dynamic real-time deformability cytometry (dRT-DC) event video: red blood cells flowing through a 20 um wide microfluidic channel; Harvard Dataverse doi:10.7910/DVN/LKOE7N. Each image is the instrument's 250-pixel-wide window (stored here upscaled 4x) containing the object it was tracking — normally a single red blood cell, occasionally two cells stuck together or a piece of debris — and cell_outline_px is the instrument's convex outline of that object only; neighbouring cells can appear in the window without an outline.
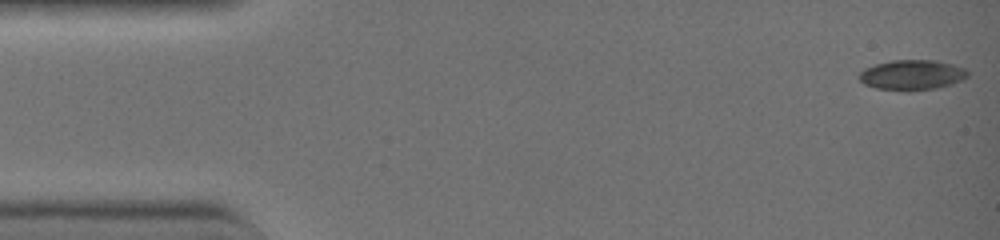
{"species": "common noctule bat (a hibernating species)", "species_latin": "Nyctalus noctula", "temperature_condition": "warm", "stored_images_in_passage": 42, "camera_frame_rate_fps": 3000, "um_per_image_px": 0.085, "animal": {"sex": "female", "body_mass_g": 19.0, "forearm_length_mm": 51.5}, "frame": {"image": 1, "passage_image": 1, "time_ms": 0.0, "image_size_px": [1000, 240], "cell_outline_px": [[968, 76], [964, 80], [952, 84], [936, 88], [908, 92], [876, 88], [864, 84], [856, 76], [864, 68], [876, 64], [892, 60], [932, 60], [952, 64], [964, 68], [968, 72]], "centroid_in_image_um": [77.5, 6.38], "position_along_channel_um": 7.5, "area_um2": 19.31}}
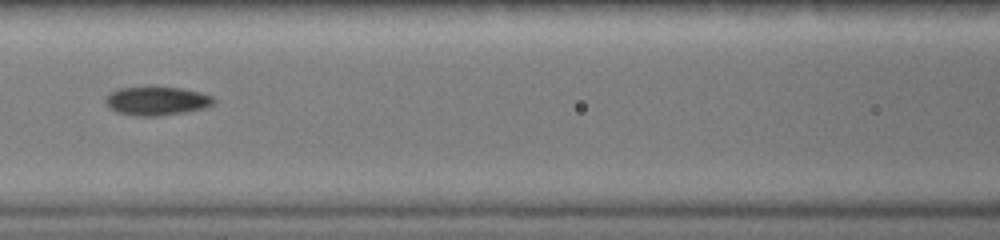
{"frame": {"image": 2, "passage_image": 19, "time_ms": 6.0, "image_size_px": [1000, 240], "cell_outline_px": [[216, 100], [212, 104], [204, 108], [184, 112], [160, 116], [132, 116], [116, 112], [108, 108], [104, 104], [104, 96], [120, 88], [148, 84], [180, 88], [200, 92], [212, 96]], "centroid_in_image_um": [13.24, 8.55], "position_along_channel_um": 153.4, "area_um2": 18.9}}
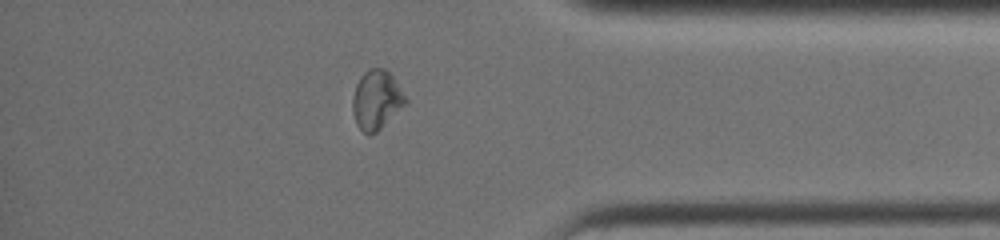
{"frame": {"image": 3, "passage_image": 36, "time_ms": 11.667, "image_size_px": [1000, 240], "cell_outline_px": [[408, 100], [376, 132], [368, 136], [356, 124], [352, 112], [352, 96], [356, 84], [360, 76], [368, 68], [384, 68], [392, 76]], "centroid_in_image_um": [31.95, 8.47], "position_along_channel_um": 403.3, "area_um2": 17.98}, "authors_computed_cell_mechanics": {"area_um2": 18.2937, "velocity_mm_per_s": 4.5721, "shape_relaxation_time_tau1_ms": null, "shape_relaxation_time_tau2_ms": 1.898, "deformation_change_tau1": null, "deformation_change_tau2": 0.065}}